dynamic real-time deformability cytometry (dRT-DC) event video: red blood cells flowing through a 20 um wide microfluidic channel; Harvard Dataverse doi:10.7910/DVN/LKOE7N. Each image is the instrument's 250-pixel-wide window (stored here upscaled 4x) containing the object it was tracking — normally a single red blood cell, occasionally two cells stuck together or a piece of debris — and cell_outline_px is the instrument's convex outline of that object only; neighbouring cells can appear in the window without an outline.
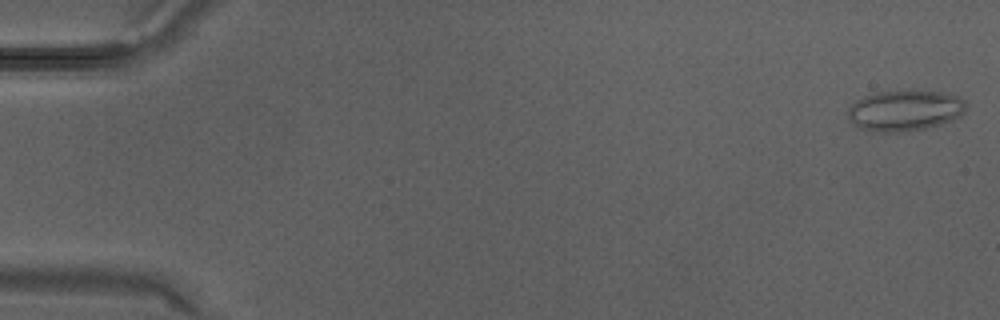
{"species": "Egyptian fruit bat (a non-hibernating species)", "species_latin": "Rousettus aegyptiacus", "temperature_condition": "warm", "stored_images_in_passage": 33, "camera_frame_rate_fps": 3000, "um_per_image_px": 0.085, "animal": {"sex": "male"}, "frame": {"image": 1, "passage_image": 1, "time_ms": 0.0, "image_size_px": [1000, 320], "cell_outline_px": [[964, 112], [960, 116], [952, 120], [940, 124], [924, 128], [900, 132], [876, 132], [856, 128], [848, 120], [848, 108], [856, 100], [864, 96], [876, 92], [940, 92], [956, 96], [964, 100]], "centroid_in_image_um": [76.83, 9.42], "position_along_channel_um": 8.2, "area_um2": 27.74}}
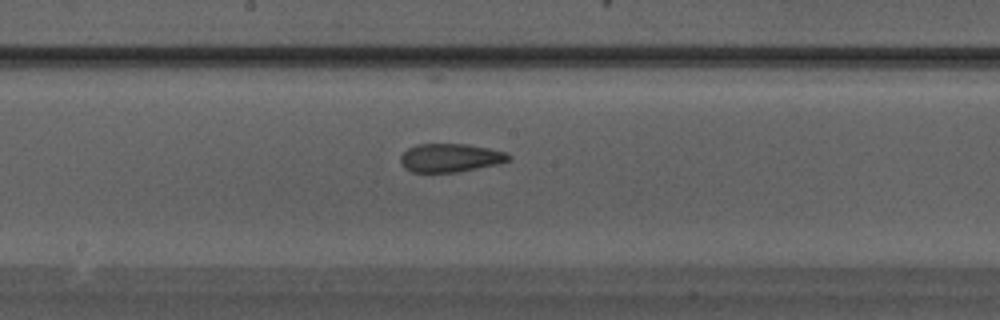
{"frame": {"image": 2, "passage_image": 18, "time_ms": 5.667, "image_size_px": [1000, 320], "cell_outline_px": [[512, 156], [508, 160], [496, 164], [456, 172], [412, 172], [404, 168], [400, 160], [400, 156], [408, 148], [416, 144], [468, 144], [488, 148], [504, 152]], "centroid_in_image_um": [38.23, 13.41], "position_along_channel_um": 210.0, "area_um2": 17.74}}
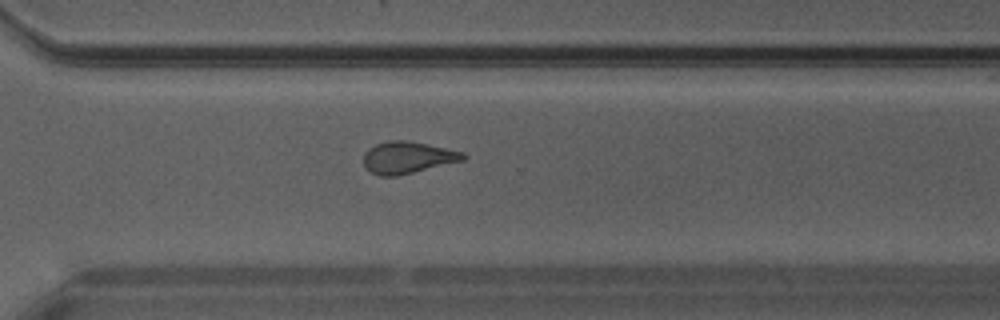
{"frame": {"image": 3, "passage_image": 24, "time_ms": 7.667, "image_size_px": [1000, 320], "cell_outline_px": [[468, 156], [464, 160], [396, 176], [380, 176], [372, 172], [364, 164], [364, 152], [368, 148], [376, 144], [392, 140], [404, 140], [464, 152]], "centroid_in_image_um": [34.64, 13.39], "position_along_channel_um": 336.0, "area_um2": 18.15}}